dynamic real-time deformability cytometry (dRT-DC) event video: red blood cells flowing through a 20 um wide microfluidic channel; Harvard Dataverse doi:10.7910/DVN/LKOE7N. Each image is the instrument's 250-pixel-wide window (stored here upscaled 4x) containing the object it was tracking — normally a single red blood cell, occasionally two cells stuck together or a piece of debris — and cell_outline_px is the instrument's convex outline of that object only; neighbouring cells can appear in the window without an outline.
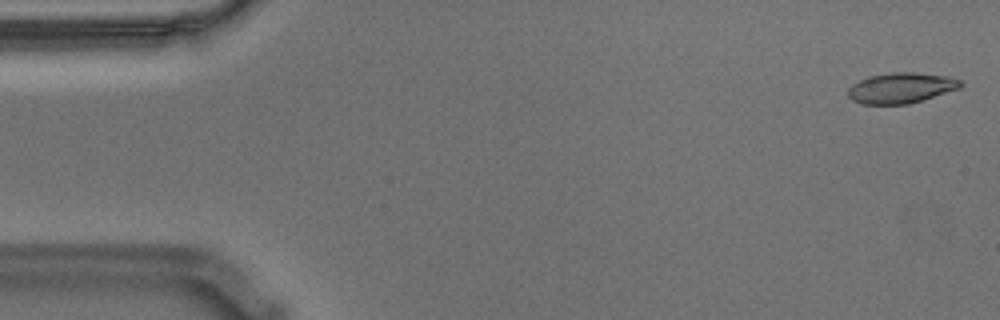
{"species": "Egyptian fruit bat (a non-hibernating species)", "species_latin": "Rousettus aegyptiacus", "temperature_condition": "warm", "stored_images_in_passage": 55, "camera_frame_rate_fps": 3000, "um_per_image_px": 0.085, "animal": {"sex": "male"}, "frame": {"image": 1, "passage_image": 1, "time_ms": 0.0, "image_size_px": [1000, 320], "cell_outline_px": [[964, 84], [960, 88], [908, 104], [864, 104], [852, 100], [848, 96], [848, 88], [852, 84], [868, 76], [892, 72], [916, 72], [948, 76], [960, 80]], "centroid_in_image_um": [76.58, 7.46], "position_along_channel_um": 8.4, "area_um2": 20.0}}
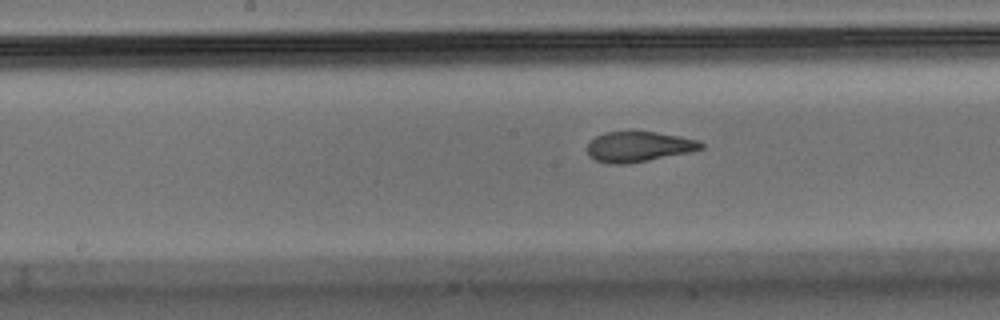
{"frame": {"image": 2, "passage_image": 27, "time_ms": 8.667, "image_size_px": [1000, 320], "cell_outline_px": [[704, 148], [692, 152], [628, 164], [608, 164], [596, 160], [588, 156], [588, 144], [596, 136], [604, 132], [656, 132], [680, 136], [696, 140], [704, 144]], "centroid_in_image_um": [54.3, 12.48], "position_along_channel_um": 193.9, "area_um2": 20.11}}
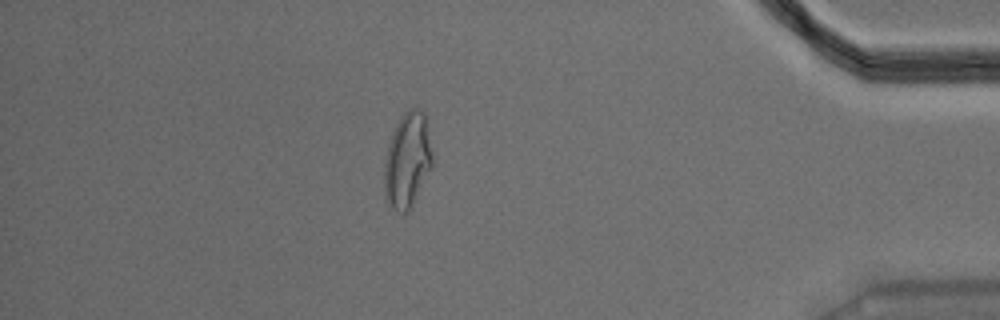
{"frame": {"image": 3, "passage_image": 48, "time_ms": 15.667, "image_size_px": [1000, 320], "cell_outline_px": [[432, 168], [408, 212], [396, 212], [392, 208], [384, 192], [384, 160], [388, 144], [392, 132], [400, 116], [408, 108], [420, 108], [424, 112], [428, 120], [432, 152]], "centroid_in_image_um": [34.64, 13.56], "position_along_channel_um": 400.6, "area_um2": 27.11}, "authors_computed_cell_mechanics": {"area_um2": 20.8658, "velocity_mm_per_s": 3.5655, "shape_relaxation_time_tau1_ms": 8.6852, "shape_relaxation_time_tau2_ms": 0.9358, "deformation_change_tau1": 0.2696, "deformation_change_tau2": 0.08}}